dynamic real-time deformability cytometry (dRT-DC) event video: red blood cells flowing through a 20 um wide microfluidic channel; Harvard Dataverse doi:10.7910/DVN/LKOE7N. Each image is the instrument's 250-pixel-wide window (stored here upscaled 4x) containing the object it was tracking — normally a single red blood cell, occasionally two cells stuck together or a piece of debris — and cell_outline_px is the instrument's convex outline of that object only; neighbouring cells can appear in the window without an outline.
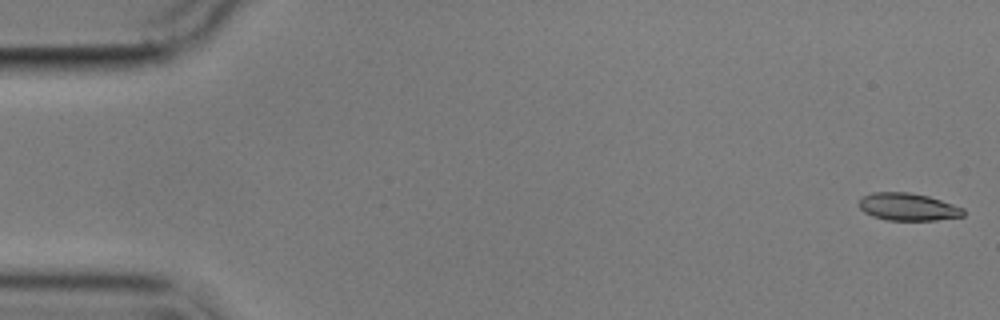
{"species": "common noctule bat (a hibernating species)", "species_latin": "Nyctalus noctula", "temperature_condition": "cold", "stored_images_in_passage": 4, "camera_frame_rate_fps": 3000, "um_per_image_px": 0.085, "animal": {"sex": "male", "body_mass_g": 17.9}, "frame": {"image": 1, "passage_image": 1, "time_ms": 0.0, "image_size_px": [1000, 320], "cell_outline_px": [[964, 216], [936, 220], [888, 220], [872, 216], [864, 212], [856, 204], [860, 196], [872, 192], [908, 192], [928, 196], [964, 208]], "centroid_in_image_um": [77.11, 17.57], "position_along_channel_um": 7.9, "area_um2": 16.88}}